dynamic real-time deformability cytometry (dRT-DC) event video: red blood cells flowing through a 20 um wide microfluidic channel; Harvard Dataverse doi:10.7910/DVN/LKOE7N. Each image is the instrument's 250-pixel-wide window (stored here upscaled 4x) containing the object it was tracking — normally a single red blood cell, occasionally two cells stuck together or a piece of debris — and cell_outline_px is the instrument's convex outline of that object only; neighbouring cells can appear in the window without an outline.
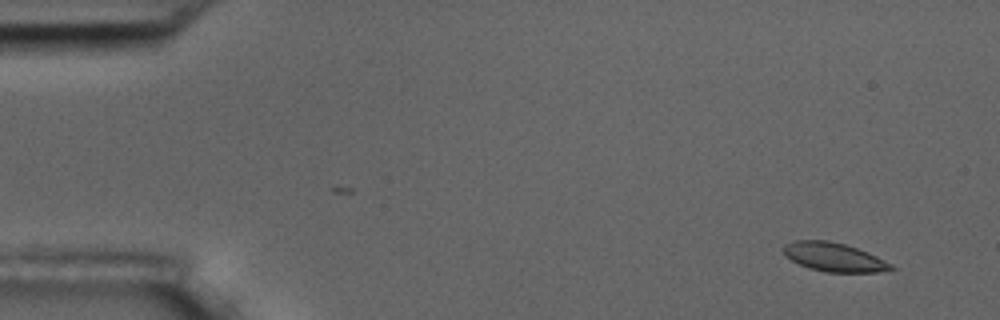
{"species": "common noctule bat (a hibernating species)", "species_latin": "Nyctalus noctula", "temperature_condition": "room temperature", "stored_images_in_passage": 10, "camera_frame_rate_fps": 3000, "um_per_image_px": 0.085, "animal": {"sex": "male", "body_mass_g": 17.5, "forearm_length_mm": 52.3}, "frame": {"image": 1, "passage_image": 2, "time_ms": 1.0, "image_size_px": [1000, 320], "cell_outline_px": [[896, 268], [880, 272], [824, 272], [808, 268], [784, 256], [780, 248], [784, 244], [792, 240], [828, 240], [844, 244], [868, 252], [892, 264]], "centroid_in_image_um": [70.83, 21.85], "position_along_channel_um": 14.2, "area_um2": 18.26}}
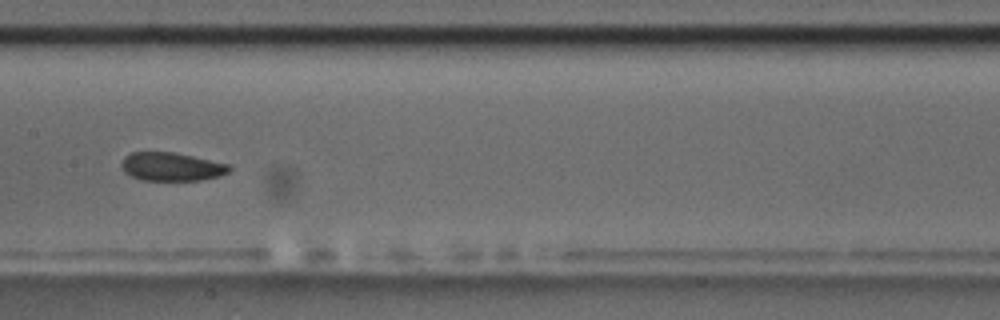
{"frame": {"image": 2, "passage_image": 9, "time_ms": 9.333, "image_size_px": [1000, 320], "cell_outline_px": [[232, 168], [228, 172], [220, 176], [200, 180], [140, 180], [124, 172], [120, 164], [124, 156], [132, 152], [172, 152], [192, 156], [228, 164]], "centroid_in_image_um": [14.55, 14.17], "position_along_channel_um": 192.9, "area_um2": 17.8}}
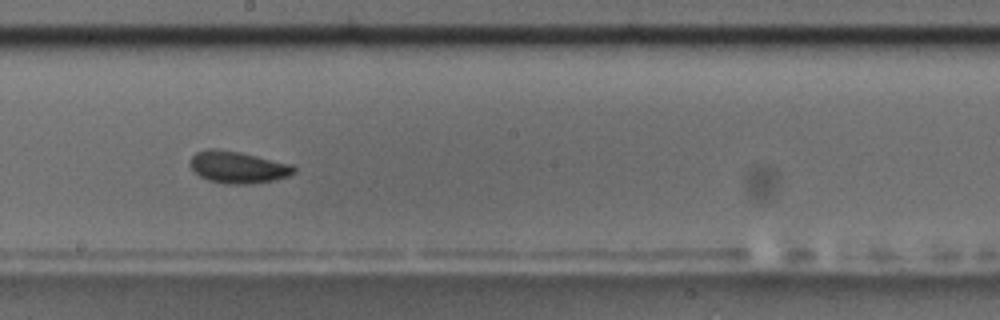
{"frame": {"image": 3, "passage_image": 10, "time_ms": 10.333, "image_size_px": [1000, 320], "cell_outline_px": [[296, 172], [288, 176], [276, 180], [248, 184], [224, 184], [208, 180], [200, 176], [188, 164], [192, 156], [196, 152], [208, 148], [216, 148], [240, 152], [292, 164], [296, 168]], "centroid_in_image_um": [20.22, 14.21], "position_along_channel_um": 228.0, "area_um2": 19.48}}